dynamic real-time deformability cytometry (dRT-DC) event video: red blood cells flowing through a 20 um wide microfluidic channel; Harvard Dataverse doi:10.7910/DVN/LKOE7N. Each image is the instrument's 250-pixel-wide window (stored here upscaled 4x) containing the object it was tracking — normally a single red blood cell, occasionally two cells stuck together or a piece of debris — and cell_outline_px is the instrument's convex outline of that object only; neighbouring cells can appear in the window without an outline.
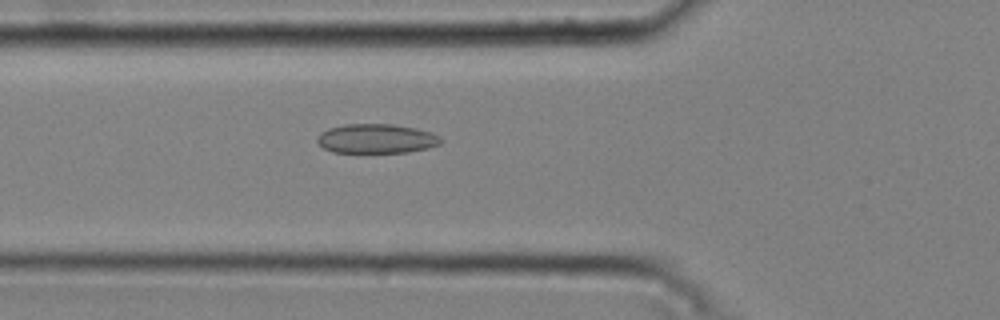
{"species": "common noctule bat (a hibernating species)", "species_latin": "Nyctalus noctula", "temperature_condition": "cold", "stored_images_in_passage": 48, "camera_frame_rate_fps": 3000, "um_per_image_px": 0.085, "animal": {"sex": "male", "body_mass_g": 20.4}, "frame": {"image": 1, "passage_image": 19, "time_ms": 6.0, "image_size_px": [1000, 320], "cell_outline_px": [[444, 140], [440, 144], [428, 148], [408, 152], [332, 152], [324, 148], [316, 140], [316, 136], [320, 132], [328, 128], [344, 124], [392, 124], [416, 128], [432, 132], [440, 136]], "centroid_in_image_um": [32.0, 11.78], "position_along_channel_um": 93.8, "area_um2": 21.33}}
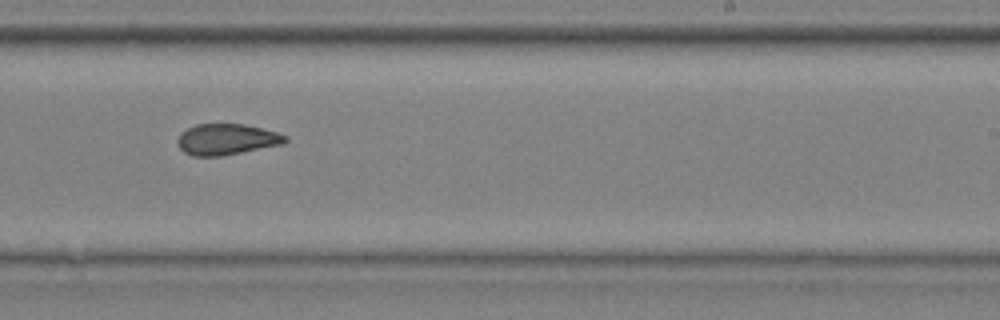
{"frame": {"image": 2, "passage_image": 33, "time_ms": 10.667, "image_size_px": [1000, 320], "cell_outline_px": [[288, 140], [284, 144], [220, 156], [192, 156], [184, 152], [180, 148], [176, 140], [180, 132], [196, 124], [244, 124], [276, 132], [288, 136]], "centroid_in_image_um": [19.25, 11.84], "position_along_channel_um": 269.8, "area_um2": 19.48}}
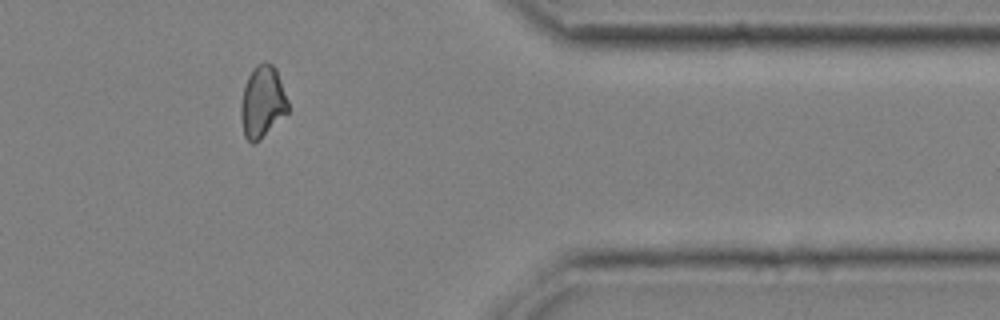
{"frame": {"image": 3, "passage_image": 44, "time_ms": 14.333, "image_size_px": [1000, 320], "cell_outline_px": [[288, 112], [260, 140], [252, 144], [244, 136], [240, 116], [240, 104], [244, 84], [248, 76], [256, 64], [264, 60], [272, 64], [276, 68], [288, 100]], "centroid_in_image_um": [22.29, 8.65], "position_along_channel_um": 389.1, "area_um2": 20.0}, "authors_computed_cell_mechanics": {"area_um2": 19.9988, "velocity_mm_per_s": 3.7699, "shape_relaxation_time_tau1_ms": null, "shape_relaxation_time_tau2_ms": 2.3318, "deformation_change_tau1": null, "deformation_change_tau2": 0.0815}}